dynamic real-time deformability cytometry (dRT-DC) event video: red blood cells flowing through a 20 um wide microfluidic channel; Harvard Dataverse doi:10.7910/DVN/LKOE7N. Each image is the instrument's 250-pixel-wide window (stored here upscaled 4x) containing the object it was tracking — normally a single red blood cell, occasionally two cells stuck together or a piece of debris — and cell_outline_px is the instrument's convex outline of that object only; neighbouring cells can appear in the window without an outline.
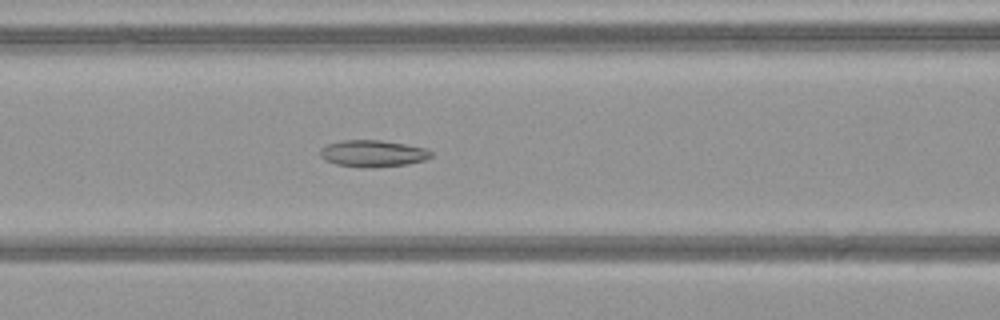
{"species": "common noctule bat (a hibernating species)", "species_latin": "Nyctalus noctula", "temperature_condition": "warm", "stored_images_in_passage": 44, "camera_frame_rate_fps": 3000, "um_per_image_px": 0.085, "animal": {"sex": "female", "body_mass_g": 21.9}, "frame": {"image": 1, "passage_image": 16, "time_ms": 5.0, "image_size_px": [1000, 320], "cell_outline_px": [[432, 156], [424, 160], [408, 164], [376, 168], [368, 168], [336, 164], [324, 160], [320, 156], [320, 148], [328, 144], [340, 140], [380, 140], [404, 144], [424, 148], [432, 152]], "centroid_in_image_um": [31.66, 13.05], "position_along_channel_um": 134.9, "area_um2": 17.34}}
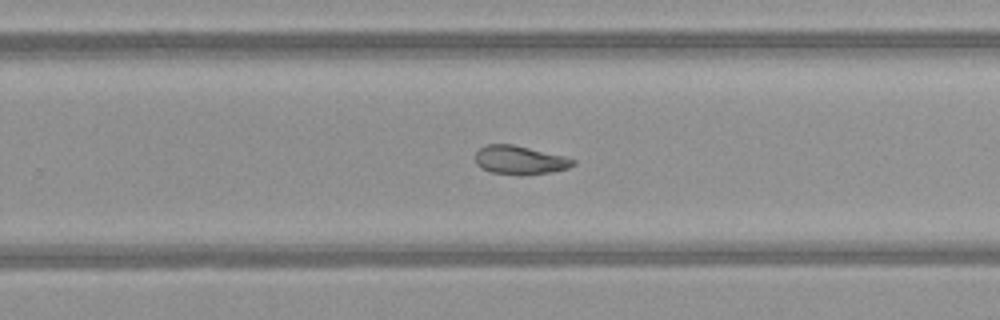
{"frame": {"image": 2, "passage_image": 27, "time_ms": 8.667, "image_size_px": [1000, 320], "cell_outline_px": [[576, 164], [568, 168], [552, 172], [520, 176], [492, 172], [480, 168], [476, 164], [476, 152], [484, 144], [512, 144], [564, 156], [576, 160]], "centroid_in_image_um": [44.18, 13.62], "position_along_channel_um": 285.6, "area_um2": 16.47}}
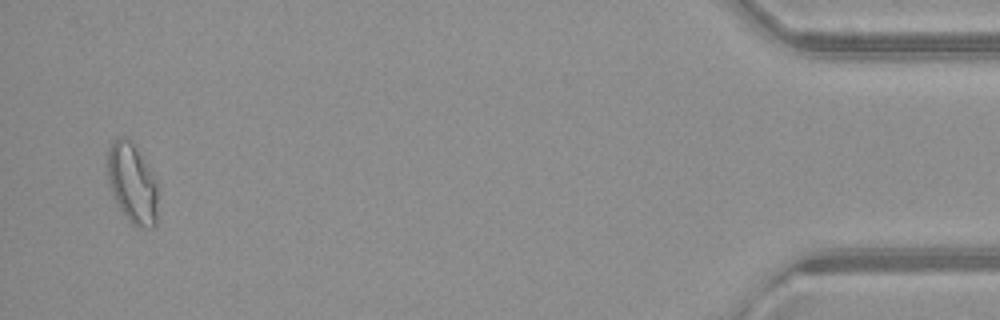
{"frame": {"image": 3, "passage_image": 43, "time_ms": 14.0, "image_size_px": [1000, 320], "cell_outline_px": [[156, 224], [152, 228], [136, 228], [124, 216], [112, 196], [108, 180], [108, 148], [112, 140], [120, 136], [124, 136], [132, 144], [148, 164], [156, 180]], "centroid_in_image_um": [11.22, 15.61], "position_along_channel_um": 424.0, "area_um2": 23.52}, "authors_computed_cell_mechanics": {"area_um2": 18.0625, "velocity_mm_per_s": 4.1148, "shape_relaxation_time_tau1_ms": null, "shape_relaxation_time_tau2_ms": 3.7844, "deformation_change_tau1": null, "deformation_change_tau2": 0.1033}}